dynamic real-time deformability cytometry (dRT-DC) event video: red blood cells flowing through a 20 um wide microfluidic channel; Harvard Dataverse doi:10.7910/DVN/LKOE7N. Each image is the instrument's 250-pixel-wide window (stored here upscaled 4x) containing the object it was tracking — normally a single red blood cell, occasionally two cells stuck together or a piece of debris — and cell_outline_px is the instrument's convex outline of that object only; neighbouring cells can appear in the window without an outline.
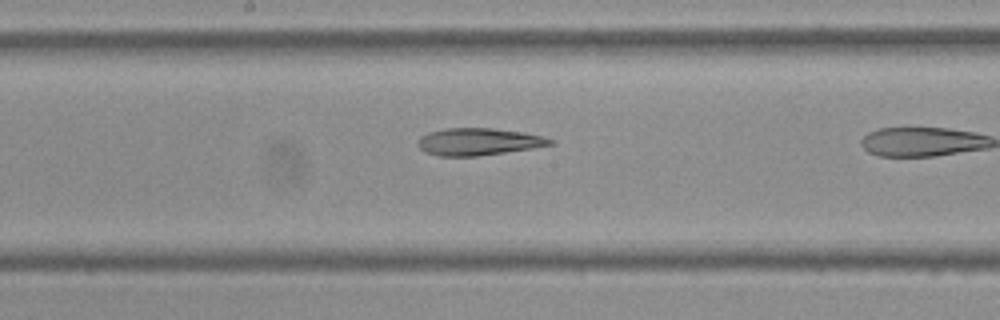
{"species": "Egyptian fruit bat (a non-hibernating species)", "species_latin": "Rousettus aegyptiacus", "temperature_condition": "cold", "stored_images_in_passage": 26, "camera_frame_rate_fps": 3000, "um_per_image_px": 0.085, "frame": {"image": 1, "passage_image": 22, "time_ms": 7.0, "image_size_px": [1000, 320], "cell_outline_px": [[552, 144], [532, 148], [476, 156], [440, 156], [424, 152], [416, 144], [416, 140], [420, 136], [428, 132], [444, 128], [492, 128], [524, 132], [540, 136], [552, 140]], "centroid_in_image_um": [40.57, 12.04], "position_along_channel_um": 207.6, "area_um2": 20.87}}